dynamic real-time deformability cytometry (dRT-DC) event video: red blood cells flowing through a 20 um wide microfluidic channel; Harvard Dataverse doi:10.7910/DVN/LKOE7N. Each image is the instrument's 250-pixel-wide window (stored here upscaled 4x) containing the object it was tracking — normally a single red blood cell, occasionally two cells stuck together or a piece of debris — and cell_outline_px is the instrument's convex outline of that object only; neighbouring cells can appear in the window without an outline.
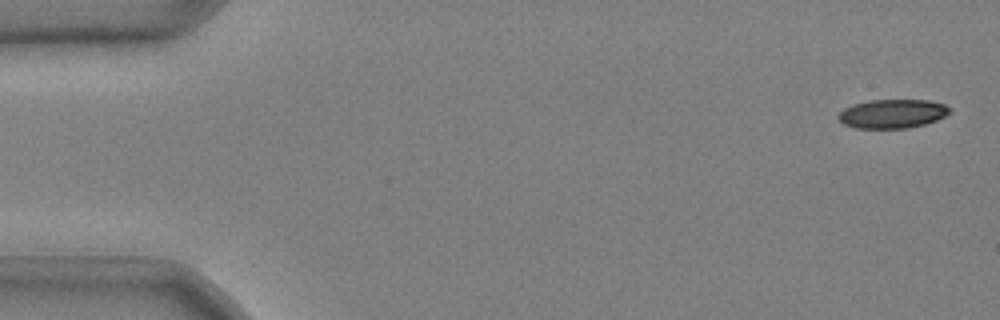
{"species": "common noctule bat (a hibernating species)", "species_latin": "Nyctalus noctula", "temperature_condition": "cold", "stored_images_in_passage": 16, "camera_frame_rate_fps": 3000, "um_per_image_px": 0.085, "animal": {"sex": "male", "body_mass_g": 20.4}, "frame": {"image": 1, "passage_image": 1, "time_ms": 0.0, "image_size_px": [1000, 320], "cell_outline_px": [[952, 112], [936, 120], [924, 124], [908, 128], [852, 128], [844, 124], [840, 120], [840, 112], [844, 108], [852, 104], [868, 100], [928, 100], [944, 104], [952, 108]], "centroid_in_image_um": [75.88, 9.66], "position_along_channel_um": 9.1, "area_um2": 18.79}}
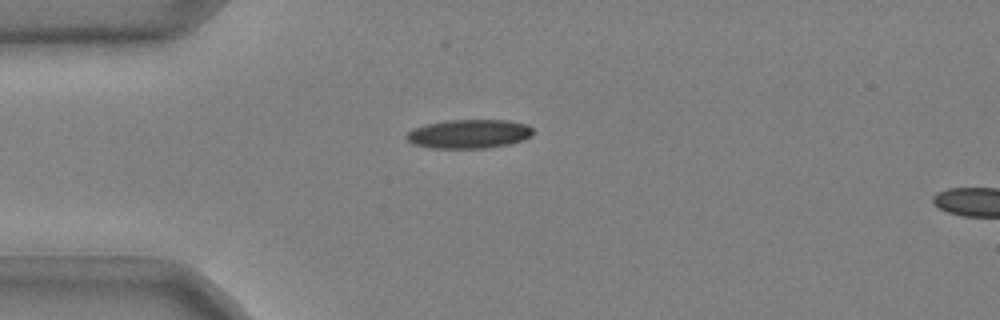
{"frame": {"image": 2, "passage_image": 13, "time_ms": 4.0, "image_size_px": [1000, 320], "cell_outline_px": [[536, 132], [532, 136], [524, 140], [508, 144], [488, 148], [432, 148], [412, 144], [404, 136], [412, 128], [428, 124], [448, 120], [508, 120], [528, 124]], "centroid_in_image_um": [39.9, 11.38], "position_along_channel_um": 45.1, "area_um2": 21.56}}